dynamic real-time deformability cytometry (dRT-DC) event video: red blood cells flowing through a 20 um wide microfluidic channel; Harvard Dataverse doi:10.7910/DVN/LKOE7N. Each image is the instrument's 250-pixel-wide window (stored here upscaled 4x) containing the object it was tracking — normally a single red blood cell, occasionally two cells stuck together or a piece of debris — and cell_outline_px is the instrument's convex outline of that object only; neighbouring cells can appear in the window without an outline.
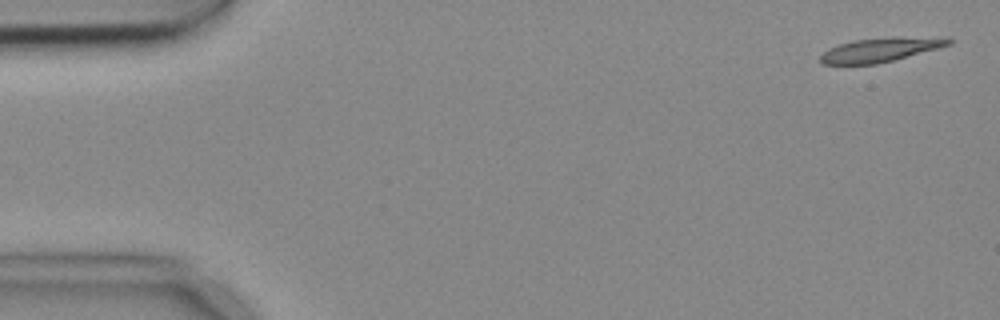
{"species": "common noctule bat (a hibernating species)", "species_latin": "Nyctalus noctula", "temperature_condition": "cold", "stored_images_in_passage": 5, "camera_frame_rate_fps": 3000, "um_per_image_px": 0.085, "animal": {"sex": "female", "body_mass_g": 18.4}, "frame": {"image": 1, "passage_image": 1, "time_ms": 0.0, "image_size_px": [1000, 320], "cell_outline_px": [[952, 44], [892, 60], [876, 64], [820, 64], [820, 56], [828, 48], [852, 40], [896, 36], [948, 36], [952, 40]], "centroid_in_image_um": [74.89, 4.19], "position_along_channel_um": 10.1, "area_um2": 18.26}}